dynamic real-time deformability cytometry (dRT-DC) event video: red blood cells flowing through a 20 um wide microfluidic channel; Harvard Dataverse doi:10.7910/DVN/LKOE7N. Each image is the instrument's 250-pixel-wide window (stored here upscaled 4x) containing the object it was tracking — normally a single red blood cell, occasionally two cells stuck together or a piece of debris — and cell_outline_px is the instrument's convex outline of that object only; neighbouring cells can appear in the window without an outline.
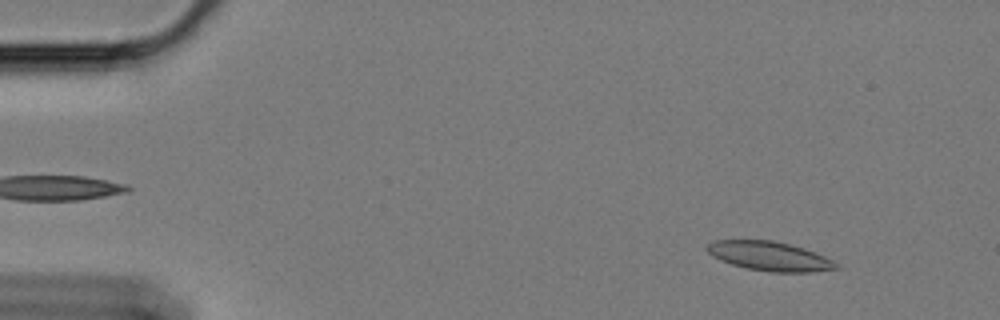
{"species": "Egyptian fruit bat (a non-hibernating species)", "species_latin": "Rousettus aegyptiacus", "temperature_condition": "cold", "stored_images_in_passage": 58, "camera_frame_rate_fps": 3000, "um_per_image_px": 0.085, "animal": {"sex": "female"}, "frame": {"image": 1, "passage_image": 6, "time_ms": 1.667, "image_size_px": [1000, 320], "cell_outline_px": [[840, 268], [812, 272], [772, 272], [748, 268], [732, 264], [720, 260], [712, 256], [704, 248], [708, 244], [716, 240], [772, 240], [804, 248], [824, 256], [840, 264]], "centroid_in_image_um": [65.42, 21.77], "position_along_channel_um": 19.6, "area_um2": 21.91}}
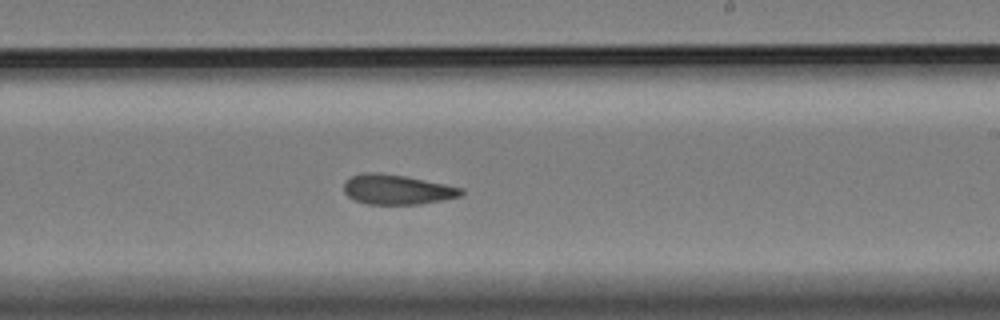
{"frame": {"image": 2, "passage_image": 35, "time_ms": 11.333, "image_size_px": [1000, 320], "cell_outline_px": [[464, 192], [460, 196], [420, 204], [368, 204], [356, 200], [348, 196], [344, 192], [344, 184], [352, 176], [364, 172], [376, 172], [404, 176], [464, 188]], "centroid_in_image_um": [33.74, 16.11], "position_along_channel_um": 255.3, "area_um2": 20.11}}
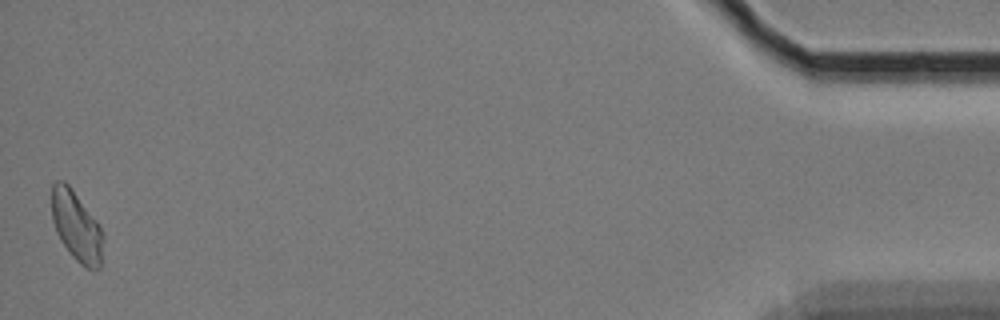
{"frame": {"image": 3, "passage_image": 58, "time_ms": 19.0, "image_size_px": [1000, 320], "cell_outline_px": [[104, 240], [100, 268], [84, 268], [72, 256], [60, 240], [56, 232], [52, 220], [52, 184], [56, 180], [64, 180], [68, 184], [96, 220], [104, 236]], "centroid_in_image_um": [6.49, 19.24], "position_along_channel_um": 428.7, "area_um2": 20.92}, "authors_computed_cell_mechanics": {"area_um2": 21.1837, "velocity_mm_per_s": 3.393, "shape_relaxation_time_tau1_ms": null, "shape_relaxation_time_tau2_ms": 3.2712, "deformation_change_tau1": null, "deformation_change_tau2": 0.1037}}